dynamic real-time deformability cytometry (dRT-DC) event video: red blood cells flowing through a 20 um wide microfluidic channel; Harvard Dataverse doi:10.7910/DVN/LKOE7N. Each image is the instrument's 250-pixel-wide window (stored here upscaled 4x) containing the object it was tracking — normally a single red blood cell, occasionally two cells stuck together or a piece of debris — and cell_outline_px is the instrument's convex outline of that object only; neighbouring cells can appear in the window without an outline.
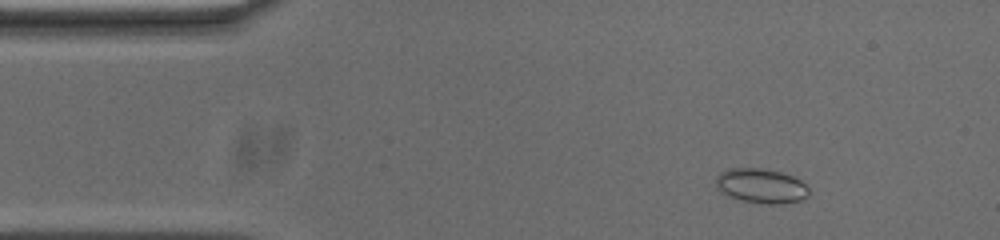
{"species": "common noctule bat (a hibernating species)", "species_latin": "Nyctalus noctula", "temperature_condition": "cold", "stored_images_in_passage": 48, "camera_frame_rate_fps": 3000, "um_per_image_px": 0.085, "animal": {"sex": "male", "body_mass_g": 20.0, "forearm_length_mm": 53.3}, "frame": {"image": 1, "passage_image": 1, "time_ms": 0.0, "image_size_px": [1000, 240], "cell_outline_px": [[808, 196], [804, 200], [780, 204], [768, 204], [744, 200], [720, 192], [716, 188], [716, 180], [720, 172], [728, 168], [760, 168], [780, 172], [792, 176], [800, 180], [808, 188]], "centroid_in_image_um": [64.71, 15.79], "position_along_channel_um": 20.3, "area_um2": 18.61}}
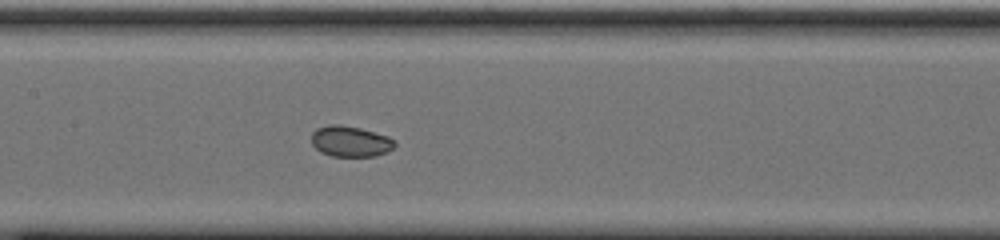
{"frame": {"image": 2, "passage_image": 19, "time_ms": 6.0, "image_size_px": [1000, 240], "cell_outline_px": [[396, 144], [392, 148], [376, 156], [332, 156], [320, 152], [312, 144], [312, 132], [316, 128], [328, 124], [340, 124], [360, 128], [388, 136], [396, 140]], "centroid_in_image_um": [29.76, 12.0], "position_along_channel_um": 177.6, "area_um2": 14.97}}
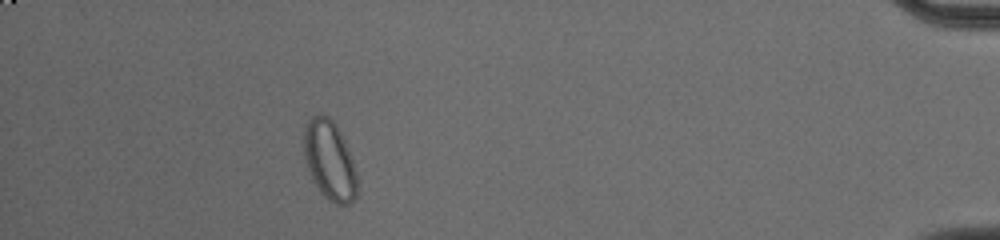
{"frame": {"image": 3, "passage_image": 43, "time_ms": 14.0, "image_size_px": [1000, 240], "cell_outline_px": [[356, 196], [348, 204], [336, 204], [328, 200], [320, 192], [312, 180], [304, 160], [304, 124], [312, 116], [320, 112], [328, 116], [336, 124], [344, 140], [352, 160], [356, 172]], "centroid_in_image_um": [27.97, 13.6], "position_along_channel_um": 407.2, "area_um2": 24.68}, "authors_computed_cell_mechanics": {"area_um2": 16.8198, "velocity_mm_per_s": 3.6882, "shape_relaxation_time_tau1_ms": null, "shape_relaxation_time_tau2_ms": 1.6826, "deformation_change_tau1": null, "deformation_change_tau2": 0.0373}}